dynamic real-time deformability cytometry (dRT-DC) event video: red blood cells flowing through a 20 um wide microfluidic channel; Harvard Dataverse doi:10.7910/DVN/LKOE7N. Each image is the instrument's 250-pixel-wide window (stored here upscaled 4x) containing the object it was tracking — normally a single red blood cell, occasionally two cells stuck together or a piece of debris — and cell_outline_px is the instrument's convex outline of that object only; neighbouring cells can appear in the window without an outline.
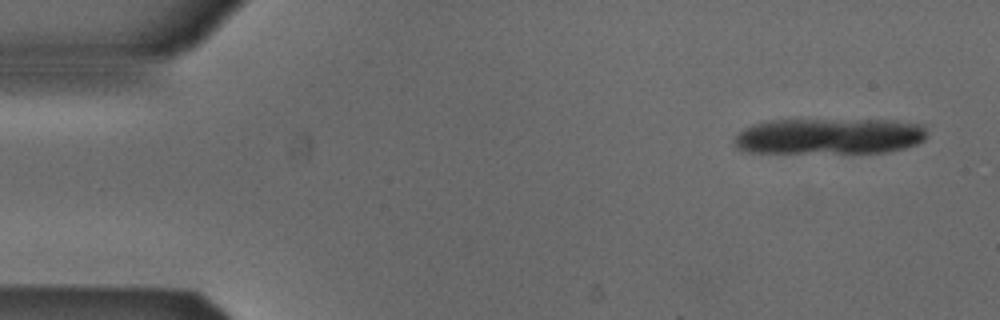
{"species": "Egyptian fruit bat (a non-hibernating species)", "species_latin": "Rousettus aegyptiacus", "temperature_condition": "cold", "stored_images_in_passage": 5, "camera_frame_rate_fps": 3000, "um_per_image_px": 0.085, "animal": {"sex": "male"}, "frame": {"image": 1, "passage_image": 1, "time_ms": 0.0, "image_size_px": [1000, 320], "cell_outline_px": [[924, 140], [916, 144], [904, 148], [884, 152], [748, 152], [736, 148], [732, 140], [744, 128], [752, 124], [768, 120], [884, 120], [924, 124]], "centroid_in_image_um": [70.44, 11.57], "position_along_channel_um": 14.6, "area_um2": 40.23}}